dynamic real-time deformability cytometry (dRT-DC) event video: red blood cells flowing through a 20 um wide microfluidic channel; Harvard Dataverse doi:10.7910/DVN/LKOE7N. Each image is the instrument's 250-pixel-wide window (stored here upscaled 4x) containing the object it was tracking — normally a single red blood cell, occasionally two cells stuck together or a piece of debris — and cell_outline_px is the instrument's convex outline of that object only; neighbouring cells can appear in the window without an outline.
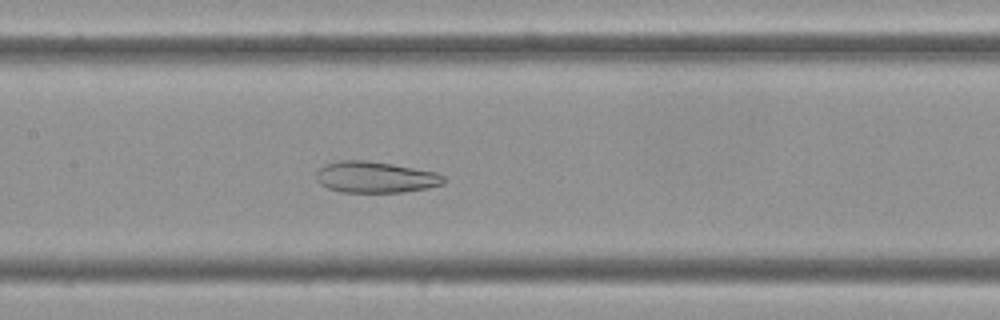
{"species": "Egyptian fruit bat (a non-hibernating species)", "species_latin": "Rousettus aegyptiacus", "temperature_condition": "cold", "stored_images_in_passage": 58, "camera_frame_rate_fps": 3000, "um_per_image_px": 0.085, "frame": {"image": 1, "passage_image": 28, "time_ms": 9.0, "image_size_px": [1000, 320], "cell_outline_px": [[444, 184], [428, 188], [404, 192], [340, 192], [328, 188], [320, 184], [316, 180], [316, 172], [320, 168], [328, 164], [340, 160], [368, 160], [392, 164], [436, 172], [444, 176]], "centroid_in_image_um": [31.91, 15.06], "position_along_channel_um": 175.5, "area_um2": 23.24}}
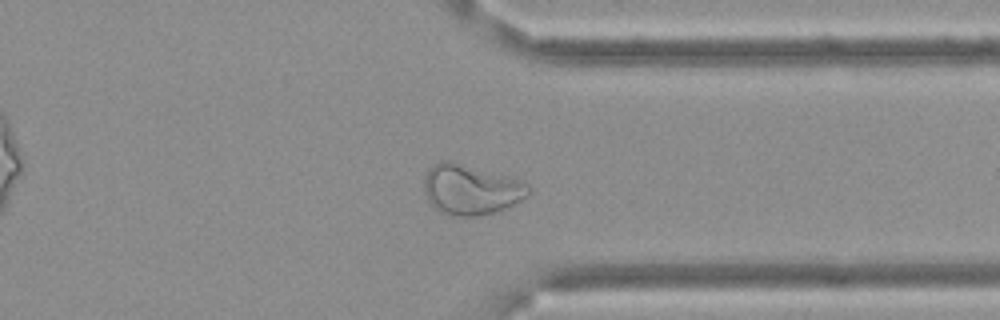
{"frame": {"image": 2, "passage_image": 45, "time_ms": 14.667, "image_size_px": [1000, 320], "cell_outline_px": [[532, 192], [528, 196], [496, 212], [480, 216], [448, 216], [432, 204], [428, 200], [424, 188], [424, 180], [432, 164], [440, 160], [452, 160], [520, 180], [528, 184], [532, 188]], "centroid_in_image_um": [40.04, 16.1], "position_along_channel_um": 371.4, "area_um2": 30.58}}
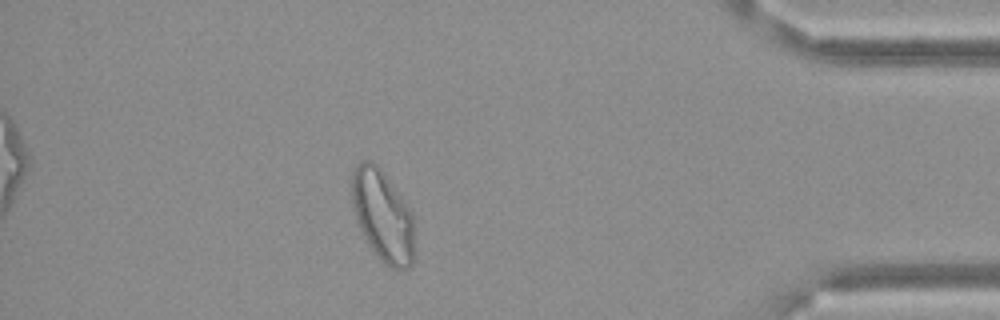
{"frame": {"image": 3, "passage_image": 51, "time_ms": 16.667, "image_size_px": [1000, 320], "cell_outline_px": [[412, 264], [408, 268], [400, 272], [384, 264], [380, 260], [368, 244], [356, 220], [352, 208], [352, 176], [356, 164], [364, 160], [372, 160], [380, 168], [404, 200], [412, 212]], "centroid_in_image_um": [32.5, 18.35], "position_along_channel_um": 402.7, "area_um2": 33.18}}